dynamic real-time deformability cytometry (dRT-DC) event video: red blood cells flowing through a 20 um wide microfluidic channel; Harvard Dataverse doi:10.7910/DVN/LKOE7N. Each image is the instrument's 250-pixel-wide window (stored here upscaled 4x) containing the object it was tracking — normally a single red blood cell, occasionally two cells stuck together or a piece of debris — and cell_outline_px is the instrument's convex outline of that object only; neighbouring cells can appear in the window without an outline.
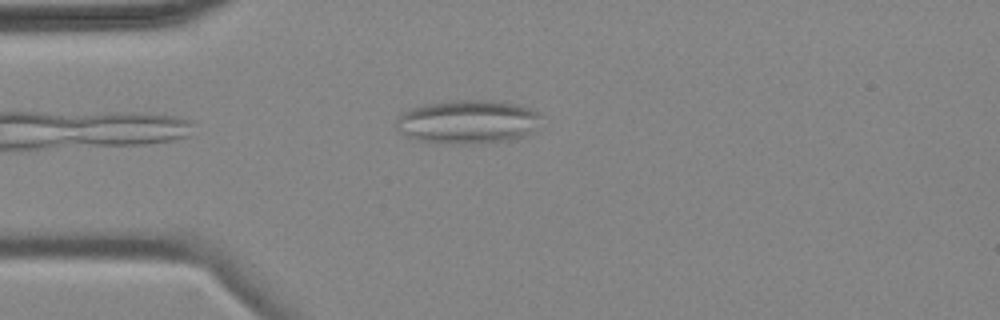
{"species": "common noctule bat (a hibernating species)", "species_latin": "Nyctalus noctula", "temperature_condition": "cold", "stored_images_in_passage": 4, "camera_frame_rate_fps": 3000, "um_per_image_px": 0.085, "animal": {"sex": "female", "body_mass_g": 18.4}, "frame": {"image": 1, "passage_image": 4, "time_ms": 3.333, "image_size_px": [1000, 320], "cell_outline_px": [[540, 116], [532, 132], [524, 136], [508, 140], [464, 144], [436, 144], [420, 140], [396, 132], [396, 120], [404, 112], [412, 108], [424, 104], [448, 100], [484, 100], [512, 104], [528, 108], [540, 112]], "centroid_in_image_um": [39.69, 10.36], "position_along_channel_um": 45.3, "area_um2": 36.76}}